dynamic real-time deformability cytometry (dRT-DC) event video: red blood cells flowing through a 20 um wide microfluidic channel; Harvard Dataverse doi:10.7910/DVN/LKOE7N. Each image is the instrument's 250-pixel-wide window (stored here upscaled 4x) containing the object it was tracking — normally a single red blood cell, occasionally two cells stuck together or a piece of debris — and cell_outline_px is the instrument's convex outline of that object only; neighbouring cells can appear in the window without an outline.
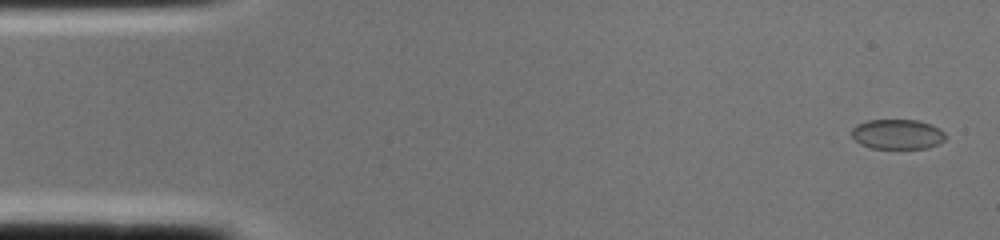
{"species": "common noctule bat (a hibernating species)", "species_latin": "Nyctalus noctula", "temperature_condition": "cold", "stored_images_in_passage": 2, "camera_frame_rate_fps": 3000, "um_per_image_px": 0.085, "animal": {"sex": "female", "body_mass_g": 22.0, "forearm_length_mm": 56.7}, "frame": {"image": 1, "passage_image": 1, "time_ms": 0.0, "image_size_px": [1000, 240], "cell_outline_px": [[944, 140], [928, 148], [872, 148], [860, 144], [852, 136], [852, 128], [856, 124], [868, 120], [916, 120], [932, 124], [940, 128], [944, 132]], "centroid_in_image_um": [76.27, 11.4], "position_along_channel_um": 8.7, "area_um2": 16.3}}
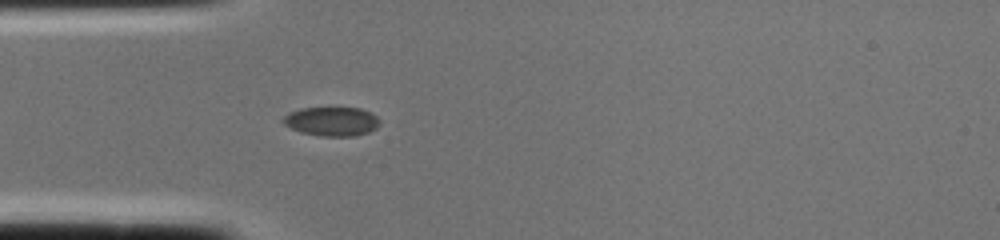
{"frame": {"image": 2, "passage_image": 2, "time_ms": 0.333, "image_size_px": [1000, 240], "cell_outline_px": [[380, 124], [376, 128], [368, 132], [356, 136], [320, 136], [300, 132], [284, 124], [280, 120], [288, 112], [300, 108], [360, 108], [376, 116], [380, 120]], "centroid_in_image_um": [28.17, 10.32], "position_along_channel_um": 56.8, "area_um2": 16.42}}